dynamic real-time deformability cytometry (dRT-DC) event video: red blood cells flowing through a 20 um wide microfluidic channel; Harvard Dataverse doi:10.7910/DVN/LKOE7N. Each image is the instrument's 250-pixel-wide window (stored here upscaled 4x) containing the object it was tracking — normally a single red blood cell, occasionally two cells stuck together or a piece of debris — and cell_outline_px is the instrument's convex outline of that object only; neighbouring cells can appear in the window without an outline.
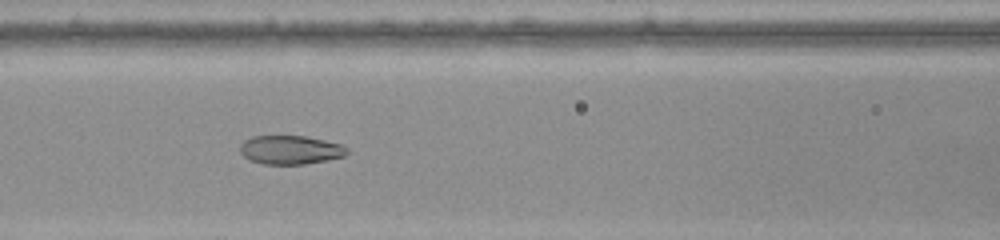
{"species": "common noctule bat (a hibernating species)", "species_latin": "Nyctalus noctula", "temperature_condition": "warm", "stored_images_in_passage": 36, "camera_frame_rate_fps": 3000, "um_per_image_px": 0.085, "animal": {"sex": "female", "body_mass_g": 22.0, "forearm_length_mm": 56.7}, "frame": {"image": 1, "passage_image": 7, "time_ms": 2.0, "image_size_px": [1000, 240], "cell_outline_px": [[348, 152], [344, 156], [328, 160], [304, 164], [260, 164], [248, 160], [240, 152], [240, 144], [244, 140], [252, 136], [304, 136], [324, 140], [340, 144], [348, 148]], "centroid_in_image_um": [24.65, 12.74], "position_along_channel_um": 141.9, "area_um2": 18.03}}
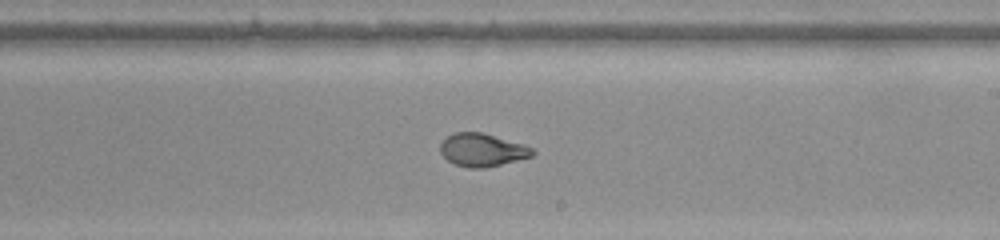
{"frame": {"image": 2, "passage_image": 15, "time_ms": 4.667, "image_size_px": [1000, 240], "cell_outline_px": [[536, 152], [532, 156], [484, 168], [468, 168], [456, 164], [448, 160], [440, 152], [440, 144], [448, 136], [456, 132], [480, 132], [524, 144], [532, 148]], "centroid_in_image_um": [40.99, 12.74], "position_along_channel_um": 248.0, "area_um2": 17.46}}
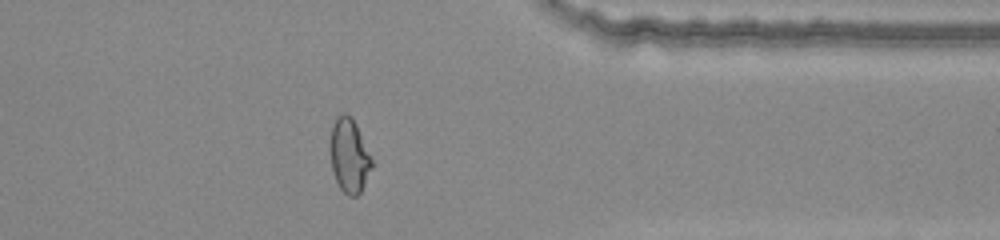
{"frame": {"image": 3, "passage_image": 26, "time_ms": 8.333, "image_size_px": [1000, 240], "cell_outline_px": [[372, 168], [360, 192], [356, 196], [348, 196], [340, 188], [336, 180], [332, 168], [328, 144], [332, 124], [336, 116], [340, 112], [344, 112], [352, 116], [356, 124], [372, 160]], "centroid_in_image_um": [29.64, 13.17], "position_along_channel_um": 381.8, "area_um2": 18.15}, "authors_computed_cell_mechanics": {"area_um2": 18.2648, "velocity_mm_per_s": 3.9934, "shape_relaxation_time_tau1_ms": null, "shape_relaxation_time_tau2_ms": 0.8429, "deformation_change_tau1": null, "deformation_change_tau2": 0.0655}}